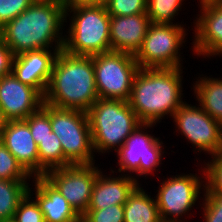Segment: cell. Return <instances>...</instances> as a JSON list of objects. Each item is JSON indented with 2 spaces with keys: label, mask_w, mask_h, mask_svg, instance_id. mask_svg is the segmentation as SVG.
Here are the masks:
<instances>
[{
  "label": "cell",
  "mask_w": 222,
  "mask_h": 222,
  "mask_svg": "<svg viewBox=\"0 0 222 222\" xmlns=\"http://www.w3.org/2000/svg\"><path fill=\"white\" fill-rule=\"evenodd\" d=\"M95 84L98 97L128 101L133 80L140 69L134 55L108 51L93 55Z\"/></svg>",
  "instance_id": "9"
},
{
  "label": "cell",
  "mask_w": 222,
  "mask_h": 222,
  "mask_svg": "<svg viewBox=\"0 0 222 222\" xmlns=\"http://www.w3.org/2000/svg\"><path fill=\"white\" fill-rule=\"evenodd\" d=\"M32 181L34 188L29 185L28 193L35 195L45 222H81V216L44 176H35Z\"/></svg>",
  "instance_id": "18"
},
{
  "label": "cell",
  "mask_w": 222,
  "mask_h": 222,
  "mask_svg": "<svg viewBox=\"0 0 222 222\" xmlns=\"http://www.w3.org/2000/svg\"><path fill=\"white\" fill-rule=\"evenodd\" d=\"M221 153H222V123H221Z\"/></svg>",
  "instance_id": "37"
},
{
  "label": "cell",
  "mask_w": 222,
  "mask_h": 222,
  "mask_svg": "<svg viewBox=\"0 0 222 222\" xmlns=\"http://www.w3.org/2000/svg\"><path fill=\"white\" fill-rule=\"evenodd\" d=\"M200 14L194 19L192 51L197 56H222V6L213 1L199 4Z\"/></svg>",
  "instance_id": "14"
},
{
  "label": "cell",
  "mask_w": 222,
  "mask_h": 222,
  "mask_svg": "<svg viewBox=\"0 0 222 222\" xmlns=\"http://www.w3.org/2000/svg\"><path fill=\"white\" fill-rule=\"evenodd\" d=\"M177 23L149 25L141 48L134 55L140 68L183 67L184 59H181L183 53L180 48L184 47L183 44L187 41L188 29Z\"/></svg>",
  "instance_id": "7"
},
{
  "label": "cell",
  "mask_w": 222,
  "mask_h": 222,
  "mask_svg": "<svg viewBox=\"0 0 222 222\" xmlns=\"http://www.w3.org/2000/svg\"><path fill=\"white\" fill-rule=\"evenodd\" d=\"M183 69L140 68L133 80L130 107L142 123L159 124L173 117L183 101Z\"/></svg>",
  "instance_id": "2"
},
{
  "label": "cell",
  "mask_w": 222,
  "mask_h": 222,
  "mask_svg": "<svg viewBox=\"0 0 222 222\" xmlns=\"http://www.w3.org/2000/svg\"><path fill=\"white\" fill-rule=\"evenodd\" d=\"M24 121L29 125L31 135L35 140V143L38 145L41 140L52 133L50 105L43 103L36 112L32 113Z\"/></svg>",
  "instance_id": "25"
},
{
  "label": "cell",
  "mask_w": 222,
  "mask_h": 222,
  "mask_svg": "<svg viewBox=\"0 0 222 222\" xmlns=\"http://www.w3.org/2000/svg\"><path fill=\"white\" fill-rule=\"evenodd\" d=\"M105 6L110 16L147 13V0H108Z\"/></svg>",
  "instance_id": "29"
},
{
  "label": "cell",
  "mask_w": 222,
  "mask_h": 222,
  "mask_svg": "<svg viewBox=\"0 0 222 222\" xmlns=\"http://www.w3.org/2000/svg\"><path fill=\"white\" fill-rule=\"evenodd\" d=\"M205 189L203 195L222 196V153L203 161ZM206 166V167H205Z\"/></svg>",
  "instance_id": "27"
},
{
  "label": "cell",
  "mask_w": 222,
  "mask_h": 222,
  "mask_svg": "<svg viewBox=\"0 0 222 222\" xmlns=\"http://www.w3.org/2000/svg\"><path fill=\"white\" fill-rule=\"evenodd\" d=\"M198 78L192 86L198 105L213 119L222 123V80L207 75Z\"/></svg>",
  "instance_id": "21"
},
{
  "label": "cell",
  "mask_w": 222,
  "mask_h": 222,
  "mask_svg": "<svg viewBox=\"0 0 222 222\" xmlns=\"http://www.w3.org/2000/svg\"><path fill=\"white\" fill-rule=\"evenodd\" d=\"M139 184L124 204V222H162L155 197Z\"/></svg>",
  "instance_id": "20"
},
{
  "label": "cell",
  "mask_w": 222,
  "mask_h": 222,
  "mask_svg": "<svg viewBox=\"0 0 222 222\" xmlns=\"http://www.w3.org/2000/svg\"><path fill=\"white\" fill-rule=\"evenodd\" d=\"M203 202H199L203 211L204 222H222V196L202 195Z\"/></svg>",
  "instance_id": "32"
},
{
  "label": "cell",
  "mask_w": 222,
  "mask_h": 222,
  "mask_svg": "<svg viewBox=\"0 0 222 222\" xmlns=\"http://www.w3.org/2000/svg\"><path fill=\"white\" fill-rule=\"evenodd\" d=\"M12 220L14 222H45L39 204L29 193L19 202Z\"/></svg>",
  "instance_id": "28"
},
{
  "label": "cell",
  "mask_w": 222,
  "mask_h": 222,
  "mask_svg": "<svg viewBox=\"0 0 222 222\" xmlns=\"http://www.w3.org/2000/svg\"><path fill=\"white\" fill-rule=\"evenodd\" d=\"M43 103V96L35 88L12 73L0 77V107L7 121L25 120Z\"/></svg>",
  "instance_id": "13"
},
{
  "label": "cell",
  "mask_w": 222,
  "mask_h": 222,
  "mask_svg": "<svg viewBox=\"0 0 222 222\" xmlns=\"http://www.w3.org/2000/svg\"><path fill=\"white\" fill-rule=\"evenodd\" d=\"M62 3L66 8L74 4L106 5L108 0H62Z\"/></svg>",
  "instance_id": "34"
},
{
  "label": "cell",
  "mask_w": 222,
  "mask_h": 222,
  "mask_svg": "<svg viewBox=\"0 0 222 222\" xmlns=\"http://www.w3.org/2000/svg\"><path fill=\"white\" fill-rule=\"evenodd\" d=\"M43 1H56V2H61L62 3V0H43Z\"/></svg>",
  "instance_id": "39"
},
{
  "label": "cell",
  "mask_w": 222,
  "mask_h": 222,
  "mask_svg": "<svg viewBox=\"0 0 222 222\" xmlns=\"http://www.w3.org/2000/svg\"><path fill=\"white\" fill-rule=\"evenodd\" d=\"M94 152H116L142 122L128 101L99 98L87 111Z\"/></svg>",
  "instance_id": "5"
},
{
  "label": "cell",
  "mask_w": 222,
  "mask_h": 222,
  "mask_svg": "<svg viewBox=\"0 0 222 222\" xmlns=\"http://www.w3.org/2000/svg\"><path fill=\"white\" fill-rule=\"evenodd\" d=\"M213 2H215L216 4H218V5H221V6H222V0H213Z\"/></svg>",
  "instance_id": "36"
},
{
  "label": "cell",
  "mask_w": 222,
  "mask_h": 222,
  "mask_svg": "<svg viewBox=\"0 0 222 222\" xmlns=\"http://www.w3.org/2000/svg\"><path fill=\"white\" fill-rule=\"evenodd\" d=\"M91 165H70L48 170L44 177L58 189L67 202L82 216L87 210L91 193L101 168Z\"/></svg>",
  "instance_id": "12"
},
{
  "label": "cell",
  "mask_w": 222,
  "mask_h": 222,
  "mask_svg": "<svg viewBox=\"0 0 222 222\" xmlns=\"http://www.w3.org/2000/svg\"><path fill=\"white\" fill-rule=\"evenodd\" d=\"M172 118L177 129L175 132L184 135L198 156L202 151L210 157L221 153V123L199 105L193 106L185 101Z\"/></svg>",
  "instance_id": "11"
},
{
  "label": "cell",
  "mask_w": 222,
  "mask_h": 222,
  "mask_svg": "<svg viewBox=\"0 0 222 222\" xmlns=\"http://www.w3.org/2000/svg\"><path fill=\"white\" fill-rule=\"evenodd\" d=\"M60 50L62 49H38L14 56L12 74L44 96Z\"/></svg>",
  "instance_id": "15"
},
{
  "label": "cell",
  "mask_w": 222,
  "mask_h": 222,
  "mask_svg": "<svg viewBox=\"0 0 222 222\" xmlns=\"http://www.w3.org/2000/svg\"><path fill=\"white\" fill-rule=\"evenodd\" d=\"M29 181L0 179V222L14 218L19 202L28 193Z\"/></svg>",
  "instance_id": "22"
},
{
  "label": "cell",
  "mask_w": 222,
  "mask_h": 222,
  "mask_svg": "<svg viewBox=\"0 0 222 222\" xmlns=\"http://www.w3.org/2000/svg\"><path fill=\"white\" fill-rule=\"evenodd\" d=\"M39 154V176L48 170L65 167V156L59 138L52 132L37 145Z\"/></svg>",
  "instance_id": "23"
},
{
  "label": "cell",
  "mask_w": 222,
  "mask_h": 222,
  "mask_svg": "<svg viewBox=\"0 0 222 222\" xmlns=\"http://www.w3.org/2000/svg\"><path fill=\"white\" fill-rule=\"evenodd\" d=\"M151 24L147 13L129 16H110L111 51L135 55L141 48Z\"/></svg>",
  "instance_id": "17"
},
{
  "label": "cell",
  "mask_w": 222,
  "mask_h": 222,
  "mask_svg": "<svg viewBox=\"0 0 222 222\" xmlns=\"http://www.w3.org/2000/svg\"><path fill=\"white\" fill-rule=\"evenodd\" d=\"M110 171V176L102 170L98 173L88 209H104L111 205H124L133 190L141 184L128 175L119 174L118 177H115L112 169Z\"/></svg>",
  "instance_id": "19"
},
{
  "label": "cell",
  "mask_w": 222,
  "mask_h": 222,
  "mask_svg": "<svg viewBox=\"0 0 222 222\" xmlns=\"http://www.w3.org/2000/svg\"><path fill=\"white\" fill-rule=\"evenodd\" d=\"M64 24L63 3L35 0L0 29V38L14 56L38 49H62Z\"/></svg>",
  "instance_id": "1"
},
{
  "label": "cell",
  "mask_w": 222,
  "mask_h": 222,
  "mask_svg": "<svg viewBox=\"0 0 222 222\" xmlns=\"http://www.w3.org/2000/svg\"><path fill=\"white\" fill-rule=\"evenodd\" d=\"M35 0H0V29L24 12Z\"/></svg>",
  "instance_id": "31"
},
{
  "label": "cell",
  "mask_w": 222,
  "mask_h": 222,
  "mask_svg": "<svg viewBox=\"0 0 222 222\" xmlns=\"http://www.w3.org/2000/svg\"><path fill=\"white\" fill-rule=\"evenodd\" d=\"M0 141L32 177L39 176L37 144L24 120L7 121Z\"/></svg>",
  "instance_id": "16"
},
{
  "label": "cell",
  "mask_w": 222,
  "mask_h": 222,
  "mask_svg": "<svg viewBox=\"0 0 222 222\" xmlns=\"http://www.w3.org/2000/svg\"><path fill=\"white\" fill-rule=\"evenodd\" d=\"M98 99L93 56L72 55L60 50L43 96L44 103L87 112Z\"/></svg>",
  "instance_id": "3"
},
{
  "label": "cell",
  "mask_w": 222,
  "mask_h": 222,
  "mask_svg": "<svg viewBox=\"0 0 222 222\" xmlns=\"http://www.w3.org/2000/svg\"><path fill=\"white\" fill-rule=\"evenodd\" d=\"M6 123H7V120L5 119L2 109L0 107V137H1L2 130L4 129Z\"/></svg>",
  "instance_id": "35"
},
{
  "label": "cell",
  "mask_w": 222,
  "mask_h": 222,
  "mask_svg": "<svg viewBox=\"0 0 222 222\" xmlns=\"http://www.w3.org/2000/svg\"><path fill=\"white\" fill-rule=\"evenodd\" d=\"M50 121L52 132L62 145L65 167L95 163L87 112L50 105Z\"/></svg>",
  "instance_id": "6"
},
{
  "label": "cell",
  "mask_w": 222,
  "mask_h": 222,
  "mask_svg": "<svg viewBox=\"0 0 222 222\" xmlns=\"http://www.w3.org/2000/svg\"><path fill=\"white\" fill-rule=\"evenodd\" d=\"M67 19L71 21L64 32L65 53L93 56L111 51L110 15L105 5H71L65 8V26Z\"/></svg>",
  "instance_id": "4"
},
{
  "label": "cell",
  "mask_w": 222,
  "mask_h": 222,
  "mask_svg": "<svg viewBox=\"0 0 222 222\" xmlns=\"http://www.w3.org/2000/svg\"><path fill=\"white\" fill-rule=\"evenodd\" d=\"M33 178L0 141V179L30 180Z\"/></svg>",
  "instance_id": "26"
},
{
  "label": "cell",
  "mask_w": 222,
  "mask_h": 222,
  "mask_svg": "<svg viewBox=\"0 0 222 222\" xmlns=\"http://www.w3.org/2000/svg\"><path fill=\"white\" fill-rule=\"evenodd\" d=\"M81 222H124V205H111L104 209H88Z\"/></svg>",
  "instance_id": "30"
},
{
  "label": "cell",
  "mask_w": 222,
  "mask_h": 222,
  "mask_svg": "<svg viewBox=\"0 0 222 222\" xmlns=\"http://www.w3.org/2000/svg\"><path fill=\"white\" fill-rule=\"evenodd\" d=\"M173 175L160 183L155 197L162 222H185L183 216L192 210L205 189V172ZM203 179V180H202ZM203 189V190H202ZM202 191V192H201ZM200 197V198H199Z\"/></svg>",
  "instance_id": "10"
},
{
  "label": "cell",
  "mask_w": 222,
  "mask_h": 222,
  "mask_svg": "<svg viewBox=\"0 0 222 222\" xmlns=\"http://www.w3.org/2000/svg\"><path fill=\"white\" fill-rule=\"evenodd\" d=\"M207 1H213V0H199V3L207 2Z\"/></svg>",
  "instance_id": "38"
},
{
  "label": "cell",
  "mask_w": 222,
  "mask_h": 222,
  "mask_svg": "<svg viewBox=\"0 0 222 222\" xmlns=\"http://www.w3.org/2000/svg\"><path fill=\"white\" fill-rule=\"evenodd\" d=\"M185 0H147V16L151 23H174Z\"/></svg>",
  "instance_id": "24"
},
{
  "label": "cell",
  "mask_w": 222,
  "mask_h": 222,
  "mask_svg": "<svg viewBox=\"0 0 222 222\" xmlns=\"http://www.w3.org/2000/svg\"><path fill=\"white\" fill-rule=\"evenodd\" d=\"M14 54L0 38V77L12 73Z\"/></svg>",
  "instance_id": "33"
},
{
  "label": "cell",
  "mask_w": 222,
  "mask_h": 222,
  "mask_svg": "<svg viewBox=\"0 0 222 222\" xmlns=\"http://www.w3.org/2000/svg\"><path fill=\"white\" fill-rule=\"evenodd\" d=\"M155 125L157 124L142 123L132 132L125 143L115 152L118 161L116 164L118 163L117 167L119 166V168L117 172L113 169V172L123 173V175L131 176L137 182H140L138 181L140 177L145 176L144 178L147 179V176L160 169L158 167L163 164L161 163L162 158L165 156L164 153L167 154V152L163 149L164 145L162 140L159 139L160 137L147 133V129H152ZM133 173L135 174L133 175Z\"/></svg>",
  "instance_id": "8"
}]
</instances>
